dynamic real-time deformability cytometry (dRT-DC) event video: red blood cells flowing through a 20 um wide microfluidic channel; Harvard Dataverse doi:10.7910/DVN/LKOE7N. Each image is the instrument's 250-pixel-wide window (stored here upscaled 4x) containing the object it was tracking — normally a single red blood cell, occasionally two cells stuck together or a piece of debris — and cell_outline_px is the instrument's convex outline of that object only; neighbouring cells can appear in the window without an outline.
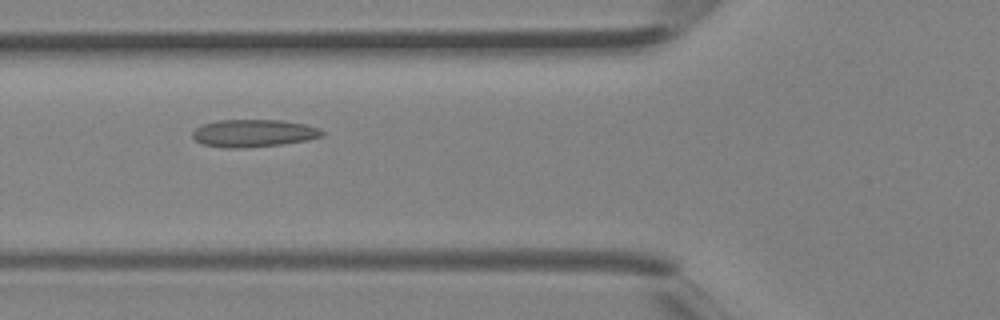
{"species": "Egyptian fruit bat (a non-hibernating species)", "species_latin": "Rousettus aegyptiacus", "temperature_condition": "room temperature", "stored_images_in_passage": 6, "camera_frame_rate_fps": 3000, "um_per_image_px": 0.085, "animal": {"sex": "female"}, "frame": {"image": 1, "passage_image": 5, "time_ms": 1.333, "image_size_px": [1000, 320], "cell_outline_px": [[324, 136], [308, 140], [284, 144], [244, 148], [224, 148], [200, 144], [192, 136], [192, 132], [196, 128], [204, 124], [216, 120], [284, 120], [304, 124], [320, 128], [324, 132]], "centroid_in_image_um": [21.57, 11.33], "position_along_channel_um": 104.2, "area_um2": 21.04}}
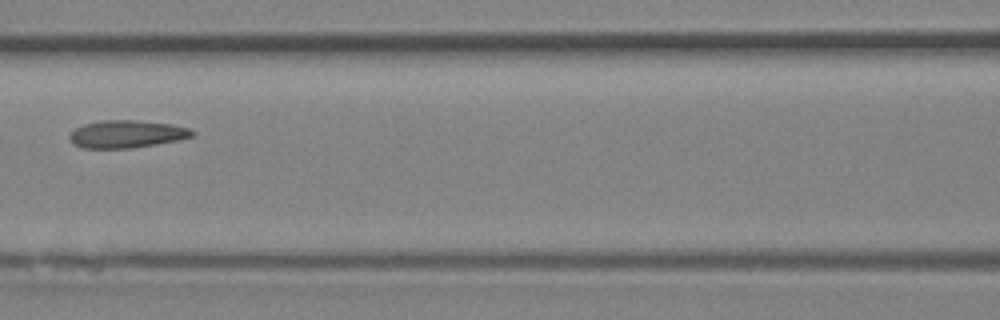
{"frame": {"image": 2, "passage_image": 6, "time_ms": 1.667, "image_size_px": [1000, 320], "cell_outline_px": [[196, 132], [192, 136], [176, 140], [156, 144], [132, 148], [84, 148], [72, 144], [68, 136], [76, 128], [84, 124], [100, 120], [136, 120], [172, 124], [188, 128]], "centroid_in_image_um": [10.74, 11.39], "position_along_channel_um": 155.9, "area_um2": 19.65}}